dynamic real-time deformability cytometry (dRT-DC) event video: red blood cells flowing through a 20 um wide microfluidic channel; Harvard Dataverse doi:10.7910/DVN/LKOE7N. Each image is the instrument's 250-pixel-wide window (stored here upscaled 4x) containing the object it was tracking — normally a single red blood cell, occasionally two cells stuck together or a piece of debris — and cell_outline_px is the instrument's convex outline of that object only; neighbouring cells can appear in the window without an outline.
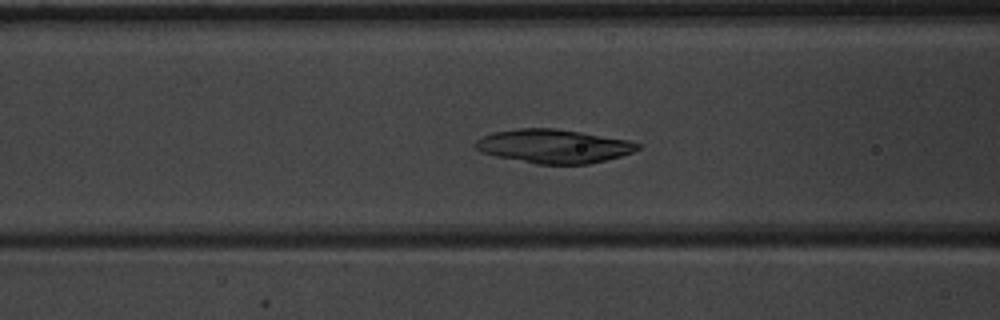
{"species": "common noctule bat (a hibernating species)", "species_latin": "Nyctalus noctula", "temperature_condition": "warm", "stored_images_in_passage": 52, "camera_frame_rate_fps": 3000, "um_per_image_px": 0.085, "animal": {"sex": "male", "body_mass_g": 20.1, "forearm_length_mm": 53.5}, "frame": {"image": 1, "passage_image": 22, "time_ms": 7.0, "image_size_px": [1000, 320], "cell_outline_px": [[644, 144], [640, 148], [632, 152], [620, 156], [588, 164], [536, 164], [496, 156], [480, 152], [476, 148], [476, 140], [492, 132], [516, 128], [552, 128], [580, 132], [628, 140]], "centroid_in_image_um": [47.06, 12.42], "position_along_channel_um": 119.5, "area_um2": 31.79}}
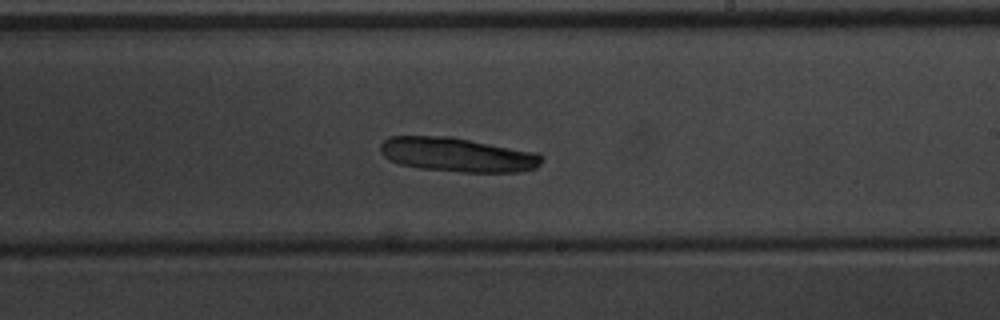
{"frame": {"image": 2, "passage_image": 32, "time_ms": 10.333, "image_size_px": [1000, 320], "cell_outline_px": [[544, 160], [536, 168], [520, 172], [464, 172], [420, 168], [400, 164], [388, 160], [380, 152], [380, 144], [388, 136], [452, 136], [536, 152], [544, 156]], "centroid_in_image_um": [38.9, 13.14], "position_along_channel_um": 250.1, "area_um2": 32.54}}
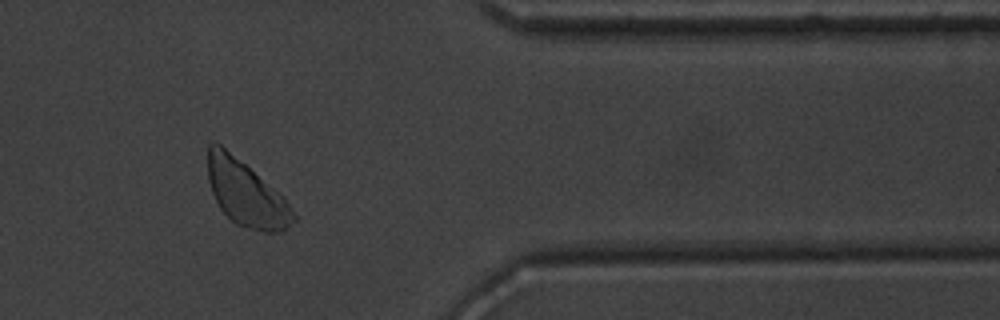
{"frame": {"image": 3, "passage_image": 44, "time_ms": 14.333, "image_size_px": [1000, 320], "cell_outline_px": [[300, 220], [284, 232], [264, 232], [248, 228], [236, 224], [220, 208], [212, 192], [208, 180], [208, 144], [220, 144], [284, 196]], "centroid_in_image_um": [20.99, 16.51], "position_along_channel_um": 390.4, "area_um2": 32.6}}